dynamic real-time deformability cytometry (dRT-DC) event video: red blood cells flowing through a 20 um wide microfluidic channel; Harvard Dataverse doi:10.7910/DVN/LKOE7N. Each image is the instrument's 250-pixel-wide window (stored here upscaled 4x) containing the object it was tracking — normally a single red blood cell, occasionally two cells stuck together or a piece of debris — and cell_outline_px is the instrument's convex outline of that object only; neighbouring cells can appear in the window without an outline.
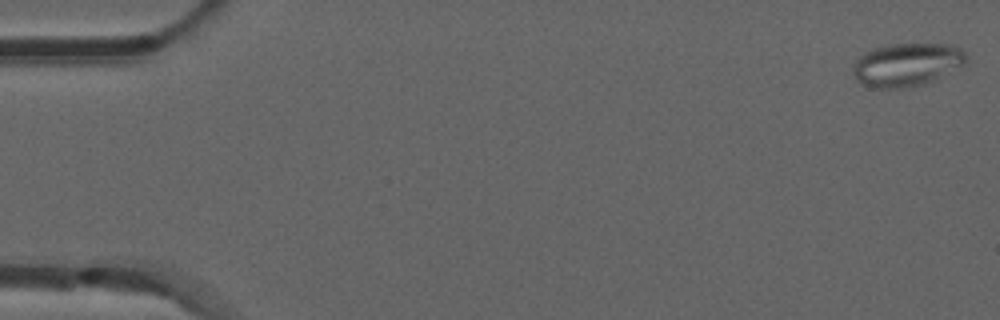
{"species": "common noctule bat (a hibernating species)", "species_latin": "Nyctalus noctula", "temperature_condition": "room temperature", "stored_images_in_passage": 53, "camera_frame_rate_fps": 3000, "um_per_image_px": 0.085, "animal": {"sex": "male", "forearm_length_mm": 52.5}, "frame": {"image": 1, "passage_image": 1, "time_ms": 0.0, "image_size_px": [1000, 320], "cell_outline_px": [[968, 60], [964, 64], [924, 84], [900, 88], [876, 88], [864, 84], [856, 80], [852, 72], [852, 68], [856, 60], [864, 52], [888, 44], [944, 44], [956, 48], [964, 52], [968, 56]], "centroid_in_image_um": [77.04, 5.49], "position_along_channel_um": 8.0, "area_um2": 28.09}}
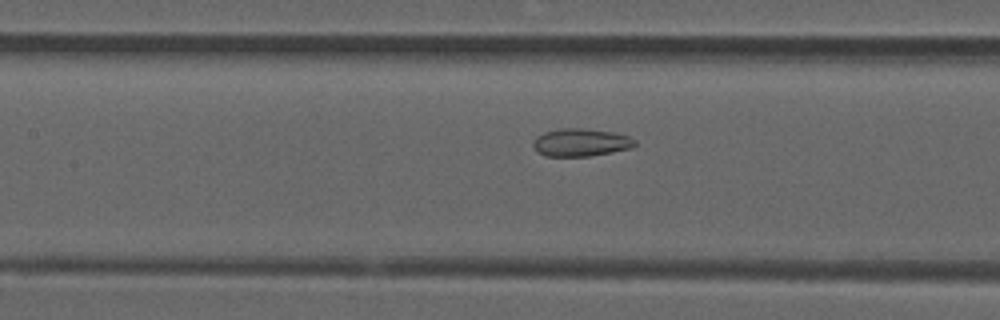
{"frame": {"image": 2, "passage_image": 24, "time_ms": 7.667, "image_size_px": [1000, 320], "cell_outline_px": [[636, 144], [632, 148], [612, 152], [588, 156], [544, 156], [536, 152], [532, 144], [532, 140], [536, 136], [544, 132], [560, 128], [584, 128], [616, 132], [628, 136], [636, 140]], "centroid_in_image_um": [49.34, 12.1], "position_along_channel_um": 158.1, "area_um2": 16.76}}
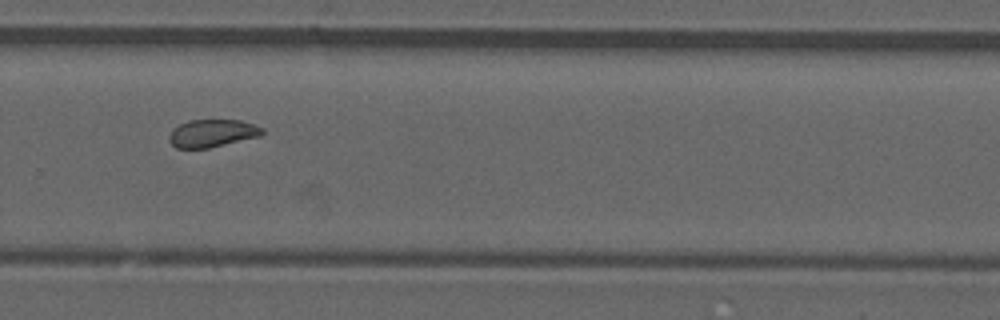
{"frame": {"image": 3, "passage_image": 36, "time_ms": 11.667, "image_size_px": [1000, 320], "cell_outline_px": [[264, 132], [260, 136], [208, 148], [176, 148], [168, 140], [168, 136], [172, 128], [188, 120], [240, 120], [264, 128]], "centroid_in_image_um": [18.01, 11.32], "position_along_channel_um": 311.8, "area_um2": 15.03}, "authors_computed_cell_mechanics": {"area_um2": 16.6464, "velocity_mm_per_s": 3.8615, "shape_relaxation_time_tau1_ms": null, "shape_relaxation_time_tau2_ms": 1.6934, "deformation_change_tau1": null, "deformation_change_tau2": 0.0655}}